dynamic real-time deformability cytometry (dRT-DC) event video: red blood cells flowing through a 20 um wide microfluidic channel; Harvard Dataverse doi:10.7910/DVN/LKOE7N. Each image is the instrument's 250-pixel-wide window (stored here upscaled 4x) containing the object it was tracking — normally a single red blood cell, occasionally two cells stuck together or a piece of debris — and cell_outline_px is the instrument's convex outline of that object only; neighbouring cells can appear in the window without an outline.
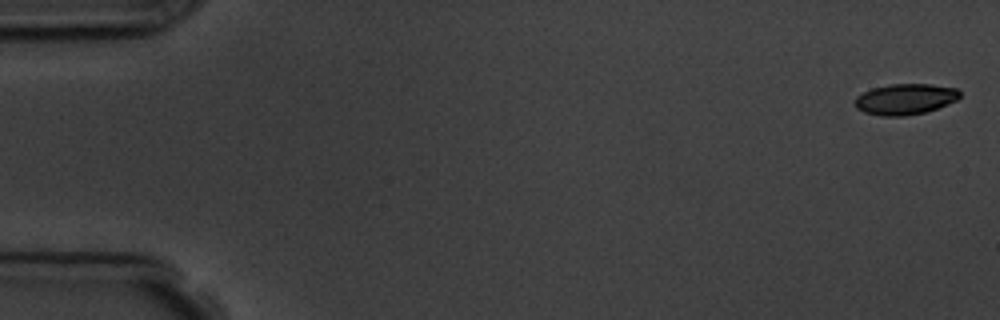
{"species": "common noctule bat (a hibernating species)", "species_latin": "Nyctalus noctula", "temperature_condition": "room temperature", "stored_images_in_passage": 5, "camera_frame_rate_fps": 3000, "um_per_image_px": 0.085, "animal": {"sex": "male", "body_mass_g": 19.5, "forearm_length_mm": 54.6}, "frame": {"image": 1, "passage_image": 1, "time_ms": 0.0, "image_size_px": [1000, 320], "cell_outline_px": [[960, 96], [956, 100], [936, 108], [924, 112], [904, 116], [880, 116], [864, 112], [856, 108], [856, 96], [872, 88], [892, 84], [932, 84], [956, 88], [960, 92]], "centroid_in_image_um": [76.93, 8.42], "position_along_channel_um": 8.1, "area_um2": 18.67}}
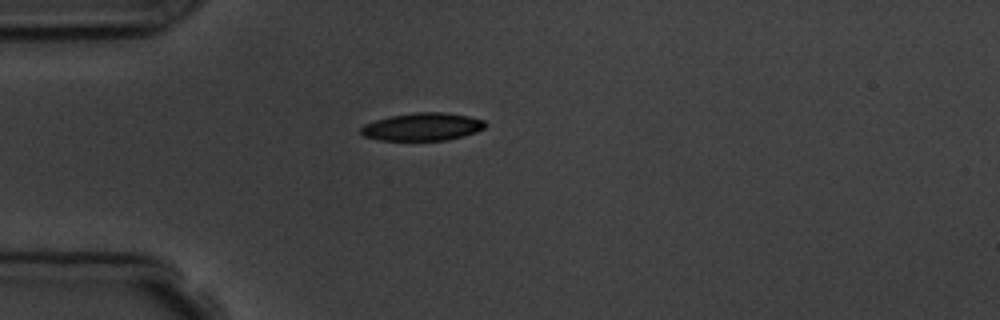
{"frame": {"image": 2, "passage_image": 5, "time_ms": 4.667, "image_size_px": [1000, 320], "cell_outline_px": [[488, 124], [484, 128], [476, 132], [448, 140], [380, 140], [364, 136], [360, 132], [360, 128], [364, 124], [376, 120], [392, 116], [416, 112], [444, 112], [468, 116], [484, 120]], "centroid_in_image_um": [35.93, 10.77], "position_along_channel_um": 49.1, "area_um2": 20.06}}